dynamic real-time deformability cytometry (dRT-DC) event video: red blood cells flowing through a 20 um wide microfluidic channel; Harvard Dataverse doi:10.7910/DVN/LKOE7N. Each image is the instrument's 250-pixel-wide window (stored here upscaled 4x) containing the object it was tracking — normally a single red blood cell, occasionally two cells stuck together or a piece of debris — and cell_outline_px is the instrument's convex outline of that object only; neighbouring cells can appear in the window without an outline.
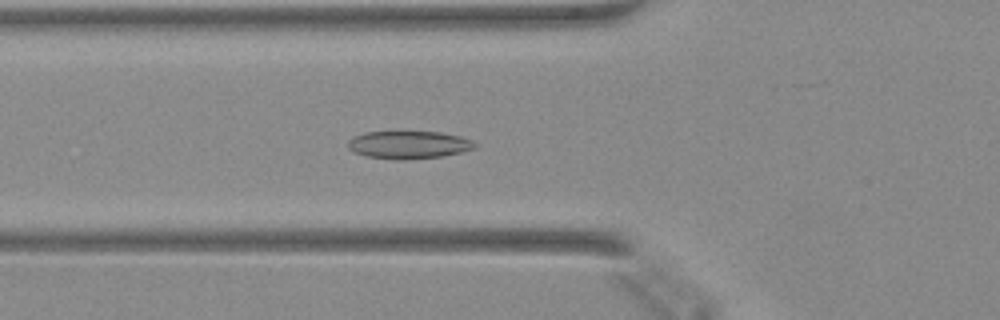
{"species": "Egyptian fruit bat (a non-hibernating species)", "species_latin": "Rousettus aegyptiacus", "temperature_condition": "warm", "stored_images_in_passage": 49, "camera_frame_rate_fps": 3000, "um_per_image_px": 0.085, "animal": {"sex": "female"}, "frame": {"image": 1, "passage_image": 18, "time_ms": 5.667, "image_size_px": [1000, 320], "cell_outline_px": [[476, 148], [460, 152], [440, 156], [404, 160], [396, 160], [364, 156], [352, 152], [348, 148], [348, 140], [352, 136], [364, 132], [440, 132], [460, 136], [472, 140], [476, 144]], "centroid_in_image_um": [34.68, 12.31], "position_along_channel_um": 91.1, "area_um2": 20.63}}
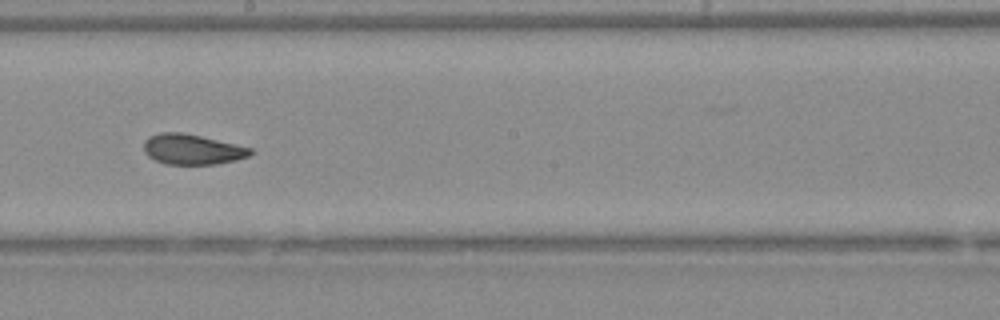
{"frame": {"image": 2, "passage_image": 28, "time_ms": 9.0, "image_size_px": [1000, 320], "cell_outline_px": [[252, 152], [248, 156], [236, 160], [216, 164], [164, 164], [148, 156], [144, 152], [144, 140], [148, 136], [160, 132], [180, 132], [200, 136], [236, 144], [252, 148]], "centroid_in_image_um": [16.3, 12.69], "position_along_channel_um": 231.9, "area_um2": 18.79}}
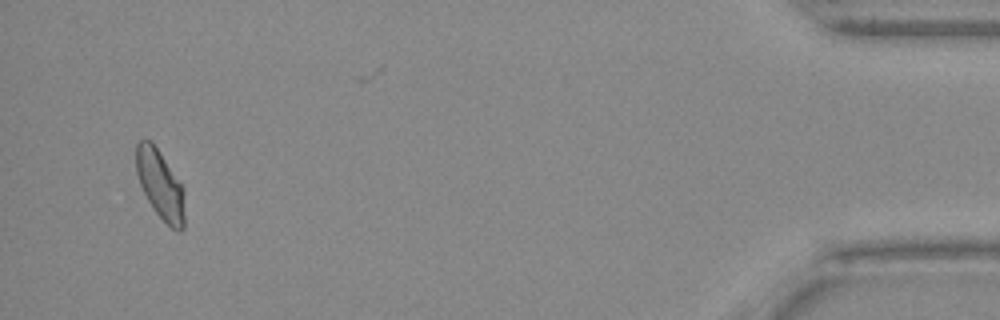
{"frame": {"image": 3, "passage_image": 47, "time_ms": 15.333, "image_size_px": [1000, 320], "cell_outline_px": [[184, 228], [180, 232], [176, 232], [156, 212], [148, 200], [140, 184], [136, 172], [136, 144], [140, 140], [152, 140], [184, 188]], "centroid_in_image_um": [13.63, 15.68], "position_along_channel_um": 421.6, "area_um2": 19.42}}